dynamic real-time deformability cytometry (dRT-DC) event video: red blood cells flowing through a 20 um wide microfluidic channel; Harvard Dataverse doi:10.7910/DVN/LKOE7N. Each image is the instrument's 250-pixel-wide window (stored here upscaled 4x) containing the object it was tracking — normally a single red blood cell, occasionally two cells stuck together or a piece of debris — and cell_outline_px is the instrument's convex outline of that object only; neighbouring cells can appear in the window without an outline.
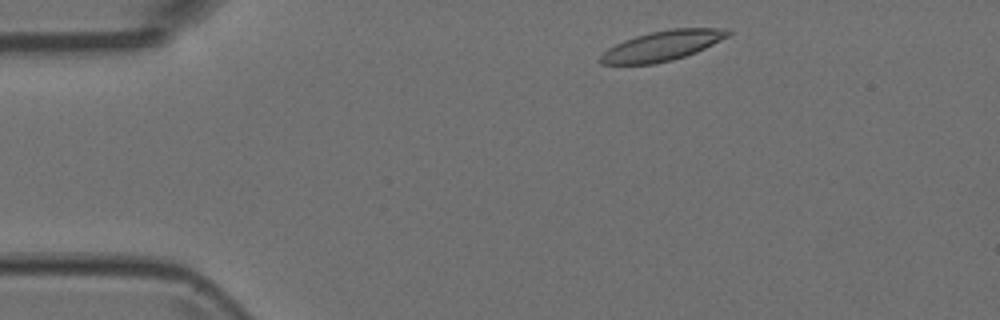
{"species": "Egyptian fruit bat (a non-hibernating species)", "species_latin": "Rousettus aegyptiacus", "temperature_condition": "room temperature", "stored_images_in_passage": 4, "camera_frame_rate_fps": 3000, "um_per_image_px": 0.085, "animal": {"sex": "female"}, "frame": {"image": 1, "passage_image": 1, "time_ms": 0.0, "image_size_px": [1000, 320], "cell_outline_px": [[732, 32], [728, 36], [696, 52], [672, 60], [656, 64], [600, 64], [596, 60], [608, 48], [624, 40], [636, 36], [652, 32], [672, 28], [732, 28]], "centroid_in_image_um": [56.29, 3.89], "position_along_channel_um": 28.7, "area_um2": 22.25}}
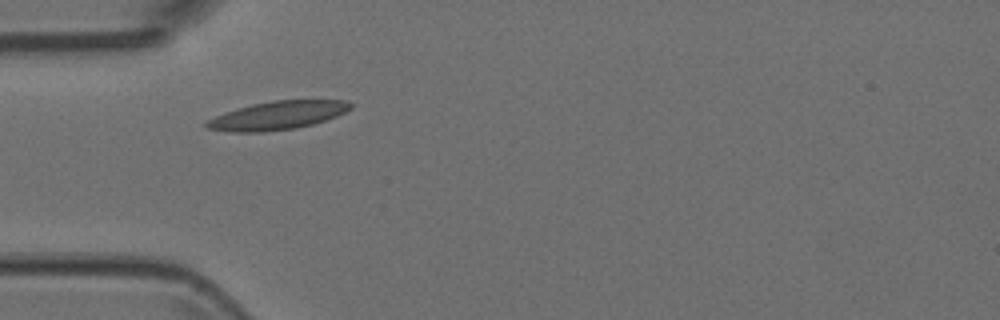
{"frame": {"image": 2, "passage_image": 3, "time_ms": 0.667, "image_size_px": [1000, 320], "cell_outline_px": [[352, 108], [336, 116], [312, 124], [296, 128], [260, 132], [232, 132], [204, 128], [204, 124], [208, 120], [216, 116], [252, 104], [272, 100], [348, 100], [352, 104]], "centroid_in_image_um": [23.6, 9.81], "position_along_channel_um": 61.4, "area_um2": 23.58}}
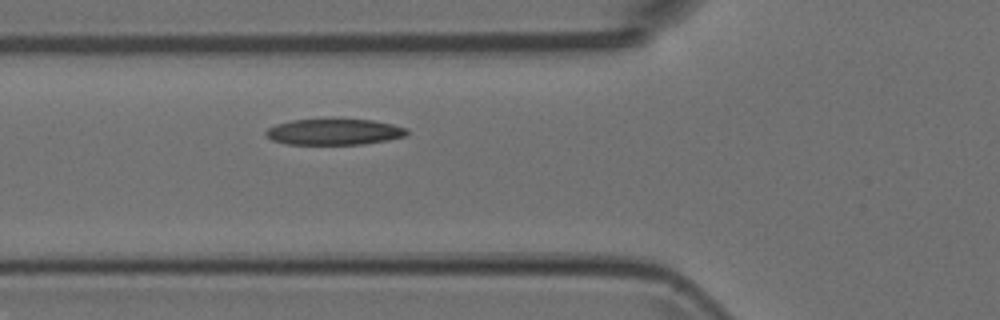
{"frame": {"image": 3, "passage_image": 4, "time_ms": 1.0, "image_size_px": [1000, 320], "cell_outline_px": [[408, 136], [388, 140], [364, 144], [284, 144], [272, 140], [264, 132], [268, 128], [276, 124], [292, 120], [328, 116], [332, 116], [372, 120], [392, 124], [408, 128]], "centroid_in_image_um": [28.42, 11.16], "position_along_channel_um": 97.4, "area_um2": 22.48}}